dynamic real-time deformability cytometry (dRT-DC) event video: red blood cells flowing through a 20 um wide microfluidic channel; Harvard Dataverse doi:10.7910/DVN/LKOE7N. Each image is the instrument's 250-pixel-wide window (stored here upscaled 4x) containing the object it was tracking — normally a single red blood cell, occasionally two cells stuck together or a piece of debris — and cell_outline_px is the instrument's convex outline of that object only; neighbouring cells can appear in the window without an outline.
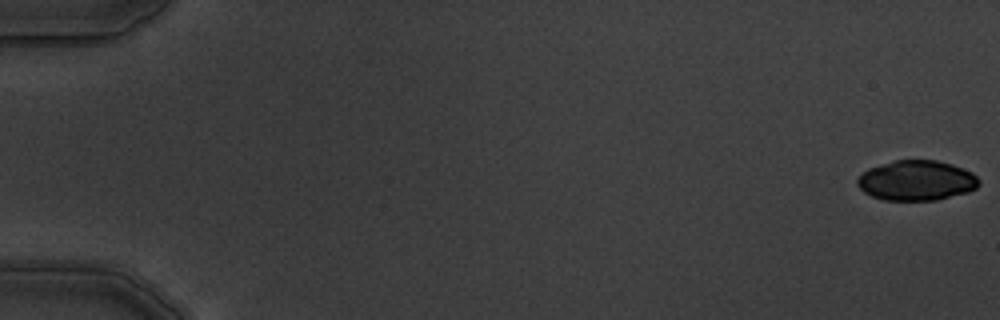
{"species": "common noctule bat (a hibernating species)", "species_latin": "Nyctalus noctula", "temperature_condition": "warm", "stored_images_in_passage": 5, "camera_frame_rate_fps": 3000, "um_per_image_px": 0.085, "animal": {"sex": "male", "body_mass_g": 19.5, "forearm_length_mm": 54.6}, "frame": {"image": 1, "passage_image": 5, "time_ms": 5.0, "image_size_px": [1000, 320], "cell_outline_px": [[980, 184], [976, 188], [968, 192], [936, 200], [884, 200], [872, 196], [864, 192], [856, 184], [856, 180], [868, 168], [896, 160], [936, 160], [952, 164], [972, 172], [980, 180]], "centroid_in_image_um": [77.92, 15.34], "position_along_channel_um": 7.1, "area_um2": 28.38}}